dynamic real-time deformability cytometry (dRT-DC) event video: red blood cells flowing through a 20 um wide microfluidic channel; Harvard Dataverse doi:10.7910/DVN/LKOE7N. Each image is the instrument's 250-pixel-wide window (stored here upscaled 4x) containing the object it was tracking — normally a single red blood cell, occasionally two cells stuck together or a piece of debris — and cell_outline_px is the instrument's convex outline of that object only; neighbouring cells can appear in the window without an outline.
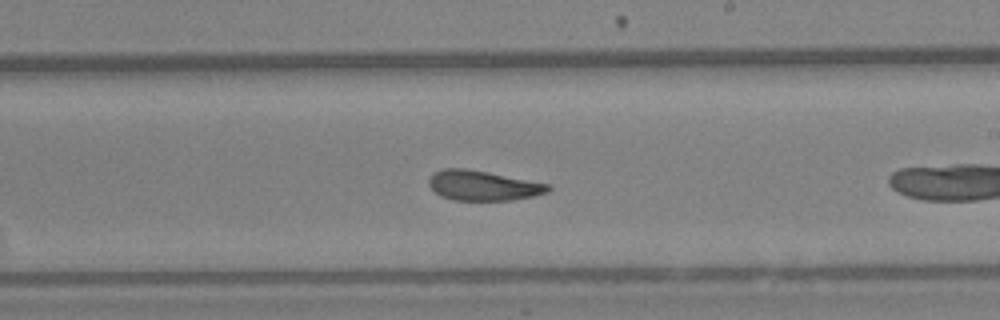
{"species": "Egyptian fruit bat (a non-hibernating species)", "species_latin": "Rousettus aegyptiacus", "temperature_condition": "warm", "stored_images_in_passage": 11, "camera_frame_rate_fps": 3000, "um_per_image_px": 0.085, "animal": {"sex": "female"}, "frame": {"image": 1, "passage_image": 10, "time_ms": 3.0, "image_size_px": [1000, 320], "cell_outline_px": [[552, 188], [548, 192], [532, 196], [512, 200], [452, 200], [440, 196], [428, 184], [428, 180], [432, 172], [444, 168], [464, 168], [488, 172], [552, 184]], "centroid_in_image_um": [41.06, 15.76], "position_along_channel_um": 247.9, "area_um2": 20.98}}